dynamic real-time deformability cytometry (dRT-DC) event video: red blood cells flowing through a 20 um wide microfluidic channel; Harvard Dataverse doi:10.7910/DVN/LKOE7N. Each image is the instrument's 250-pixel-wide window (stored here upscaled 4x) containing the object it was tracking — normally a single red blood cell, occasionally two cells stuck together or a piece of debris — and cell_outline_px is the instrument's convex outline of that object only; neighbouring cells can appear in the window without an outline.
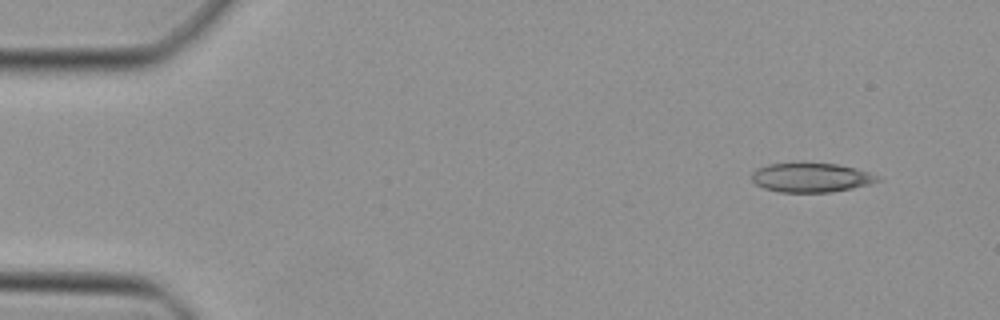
{"species": "Egyptian fruit bat (a non-hibernating species)", "species_latin": "Rousettus aegyptiacus", "temperature_condition": "cold", "stored_images_in_passage": 17, "camera_frame_rate_fps": 3000, "um_per_image_px": 0.085, "animal": {"sex": "female"}, "frame": {"image": 1, "passage_image": 1, "time_ms": 0.0, "image_size_px": [1000, 320], "cell_outline_px": [[880, 180], [868, 184], [852, 188], [832, 192], [780, 192], [764, 188], [756, 184], [752, 180], [752, 172], [756, 168], [768, 164], [836, 164], [856, 168], [880, 176]], "centroid_in_image_um": [68.93, 15.1], "position_along_channel_um": 16.1, "area_um2": 21.15}}
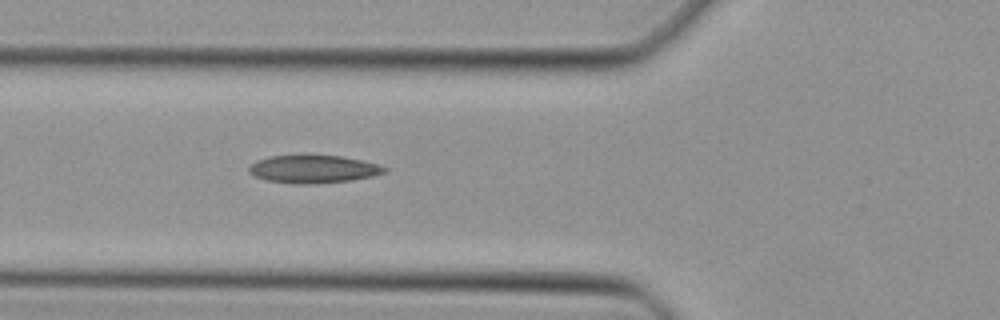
{"frame": {"image": 2, "passage_image": 14, "time_ms": 4.333, "image_size_px": [1000, 320], "cell_outline_px": [[388, 168], [384, 172], [372, 176], [352, 180], [312, 184], [292, 184], [268, 180], [256, 176], [248, 172], [248, 168], [256, 160], [268, 156], [344, 156], [376, 164]], "centroid_in_image_um": [26.61, 14.38], "position_along_channel_um": 99.2, "area_um2": 21.73}}
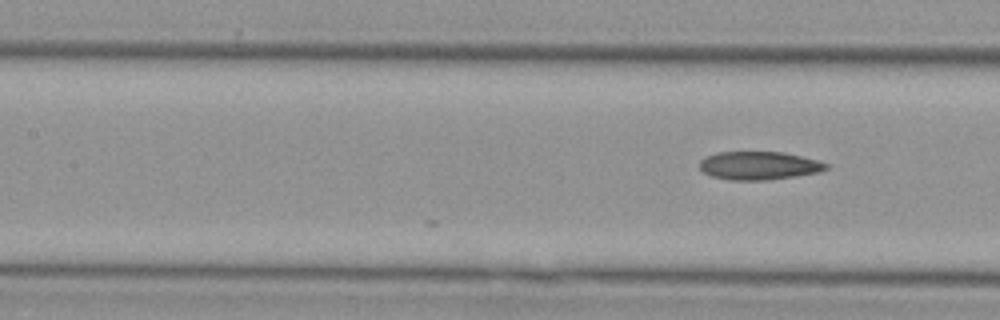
{"frame": {"image": 3, "passage_image": 17, "time_ms": 5.333, "image_size_px": [1000, 320], "cell_outline_px": [[832, 164], [828, 168], [820, 172], [796, 176], [768, 180], [728, 180], [712, 176], [704, 172], [700, 168], [700, 160], [716, 152], [784, 152], [820, 160]], "centroid_in_image_um": [64.58, 14.07], "position_along_channel_um": 142.8, "area_um2": 21.04}}